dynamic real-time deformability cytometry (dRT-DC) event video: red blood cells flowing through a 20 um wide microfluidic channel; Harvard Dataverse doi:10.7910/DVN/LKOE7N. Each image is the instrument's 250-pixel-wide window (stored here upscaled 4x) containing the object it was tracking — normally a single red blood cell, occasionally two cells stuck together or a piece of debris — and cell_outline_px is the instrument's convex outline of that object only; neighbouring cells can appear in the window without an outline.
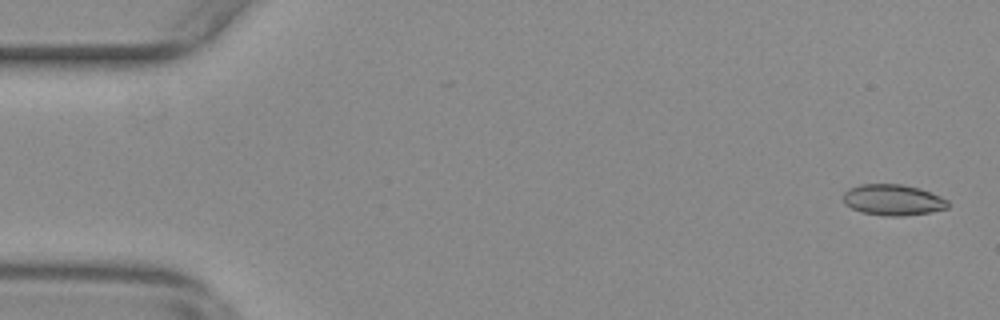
{"species": "common noctule bat (a hibernating species)", "species_latin": "Nyctalus noctula", "temperature_condition": "warm", "stored_images_in_passage": 56, "camera_frame_rate_fps": 3000, "um_per_image_px": 0.085, "animal": {"sex": "female", "body_mass_g": 29.2, "forearm_length_mm": 56.3}, "frame": {"image": 1, "passage_image": 2, "time_ms": 0.333, "image_size_px": [1000, 320], "cell_outline_px": [[948, 208], [932, 212], [904, 216], [884, 216], [860, 212], [844, 204], [844, 192], [848, 188], [860, 184], [904, 184], [920, 188], [940, 196], [948, 200]], "centroid_in_image_um": [75.9, 16.99], "position_along_channel_um": 9.1, "area_um2": 19.13}}
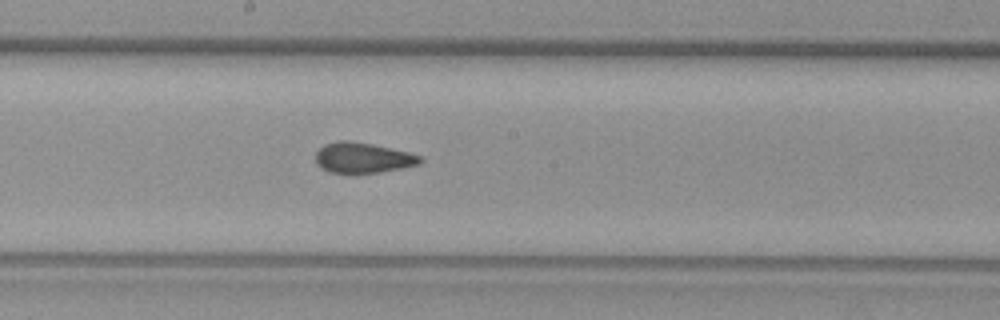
{"frame": {"image": 2, "passage_image": 30, "time_ms": 9.667, "image_size_px": [1000, 320], "cell_outline_px": [[424, 160], [420, 164], [404, 168], [380, 172], [328, 172], [320, 168], [316, 164], [316, 152], [324, 144], [340, 140], [348, 140], [372, 144], [408, 152], [420, 156]], "centroid_in_image_um": [30.84, 13.4], "position_along_channel_um": 217.4, "area_um2": 18.5}}
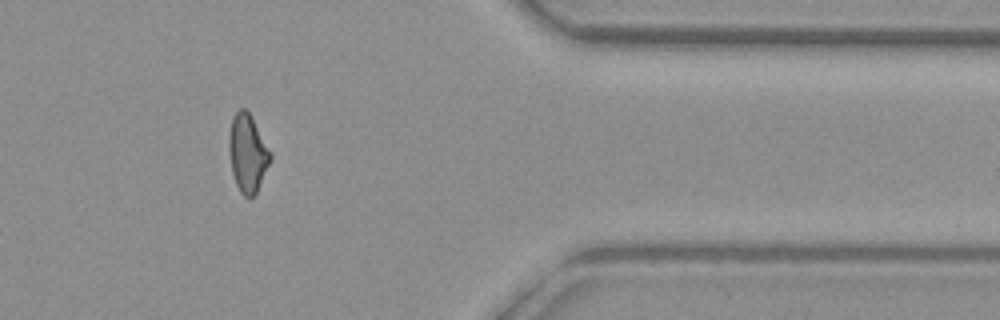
{"frame": {"image": 3, "passage_image": 46, "time_ms": 15.0, "image_size_px": [1000, 320], "cell_outline_px": [[272, 160], [256, 192], [252, 196], [244, 196], [240, 192], [236, 184], [232, 172], [228, 148], [228, 136], [232, 116], [240, 108], [244, 108], [252, 116], [272, 156]], "centroid_in_image_um": [21.03, 12.99], "position_along_channel_um": 390.4, "area_um2": 18.73}, "authors_computed_cell_mechanics": {"area_um2": 19.0162, "velocity_mm_per_s": 3.7119, "shape_relaxation_time_tau1_ms": null, "shape_relaxation_time_tau2_ms": 1.6499, "deformation_change_tau1": null, "deformation_change_tau2": 0.0633}}